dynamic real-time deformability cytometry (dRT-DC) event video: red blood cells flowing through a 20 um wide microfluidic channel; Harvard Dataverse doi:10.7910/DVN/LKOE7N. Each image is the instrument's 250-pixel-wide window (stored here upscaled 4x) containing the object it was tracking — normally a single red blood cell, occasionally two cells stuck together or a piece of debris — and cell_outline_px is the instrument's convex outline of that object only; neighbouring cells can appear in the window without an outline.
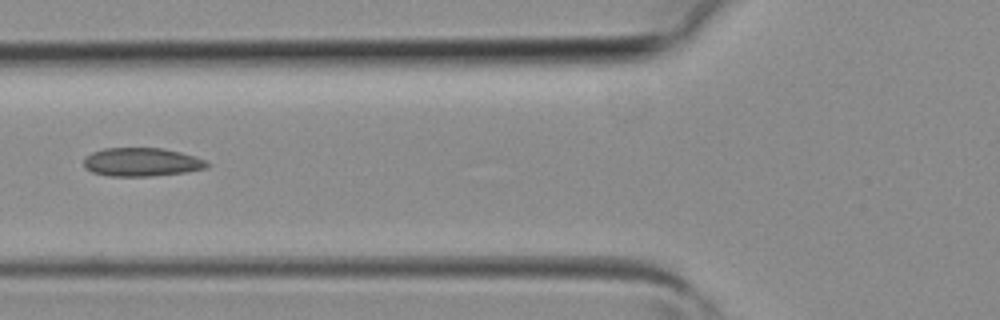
{"species": "common noctule bat (a hibernating species)", "species_latin": "Nyctalus noctula", "temperature_condition": "room temperature", "stored_images_in_passage": 3, "camera_frame_rate_fps": 3000, "um_per_image_px": 0.085, "animal": {"sex": "female", "body_mass_g": 19.3, "forearm_length_mm": 54.1}, "frame": {"image": 1, "passage_image": 3, "time_ms": 0.667, "image_size_px": [1000, 320], "cell_outline_px": [[212, 164], [208, 168], [184, 172], [152, 176], [108, 176], [92, 172], [84, 168], [84, 160], [92, 152], [104, 148], [164, 148], [196, 156]], "centroid_in_image_um": [12.06, 13.78], "position_along_channel_um": 113.7, "area_um2": 20.58}}